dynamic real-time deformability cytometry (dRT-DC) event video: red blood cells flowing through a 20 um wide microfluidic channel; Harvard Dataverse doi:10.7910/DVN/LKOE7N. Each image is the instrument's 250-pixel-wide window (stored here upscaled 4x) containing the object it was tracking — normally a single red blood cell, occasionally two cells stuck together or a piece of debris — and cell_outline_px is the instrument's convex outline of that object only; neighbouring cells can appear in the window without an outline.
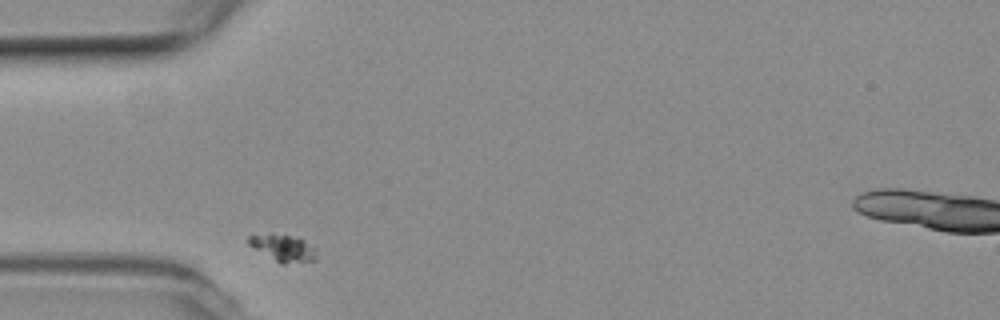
{"species": "common noctule bat (a hibernating species)", "species_latin": "Nyctalus noctula", "temperature_condition": "room temperature", "stored_images_in_passage": 5, "camera_frame_rate_fps": 3000, "um_per_image_px": 0.085, "animal": {"sex": "female", "body_mass_g": 19.3, "forearm_length_mm": 54.1}, "frame": {"image": 1, "passage_image": 2, "time_ms": 0.333, "image_size_px": [1000, 320], "cell_outline_px": [[316, 260], [284, 264], [280, 264], [248, 244], [248, 236], [268, 232], [272, 232], [300, 236], [316, 248]], "centroid_in_image_um": [24.09, 21.03], "position_along_channel_um": 60.9, "area_um2": 11.1}}